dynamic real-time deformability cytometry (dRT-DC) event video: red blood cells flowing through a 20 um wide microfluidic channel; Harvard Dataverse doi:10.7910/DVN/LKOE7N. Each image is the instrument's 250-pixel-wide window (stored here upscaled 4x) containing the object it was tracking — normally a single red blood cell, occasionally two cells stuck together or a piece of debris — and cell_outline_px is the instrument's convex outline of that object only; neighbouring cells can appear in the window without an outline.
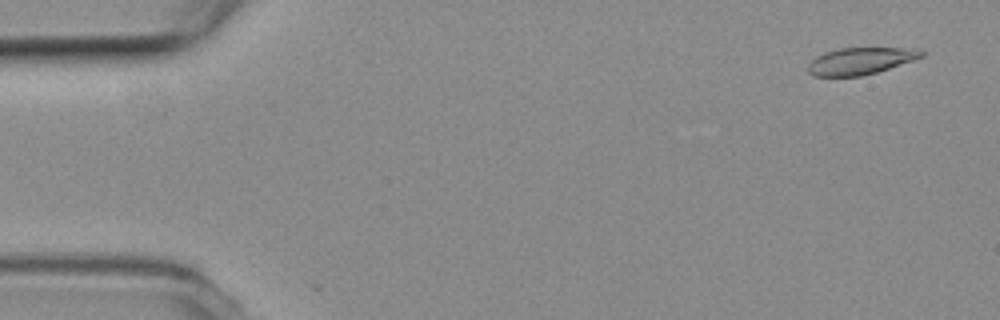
{"species": "common noctule bat (a hibernating species)", "species_latin": "Nyctalus noctula", "temperature_condition": "room temperature", "stored_images_in_passage": 4, "camera_frame_rate_fps": 3000, "um_per_image_px": 0.085, "animal": {"sex": "female", "body_mass_g": 19.3, "forearm_length_mm": 54.1}, "frame": {"image": 1, "passage_image": 3, "time_ms": 0.667, "image_size_px": [1000, 320], "cell_outline_px": [[924, 56], [876, 72], [860, 76], [812, 76], [808, 72], [808, 64], [816, 56], [824, 52], [840, 48], [900, 48], [924, 52]], "centroid_in_image_um": [73.04, 5.19], "position_along_channel_um": 12.0, "area_um2": 17.4}}